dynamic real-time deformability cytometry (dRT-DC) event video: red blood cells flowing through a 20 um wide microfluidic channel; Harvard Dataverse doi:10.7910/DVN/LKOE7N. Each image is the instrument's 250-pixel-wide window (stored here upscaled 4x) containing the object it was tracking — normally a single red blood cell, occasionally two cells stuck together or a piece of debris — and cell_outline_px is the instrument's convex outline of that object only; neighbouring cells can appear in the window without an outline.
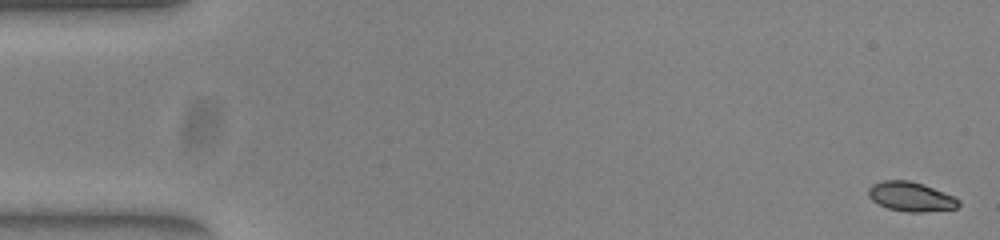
{"species": "common noctule bat (a hibernating species)", "species_latin": "Nyctalus noctula", "temperature_condition": "warm", "stored_images_in_passage": 53, "camera_frame_rate_fps": 3000, "um_per_image_px": 0.085, "animal": {"sex": "female", "body_mass_g": 23.0, "forearm_length_mm": 53.4}, "frame": {"image": 1, "passage_image": 1, "time_ms": 0.0, "image_size_px": [1000, 240], "cell_outline_px": [[960, 204], [956, 208], [924, 212], [908, 212], [888, 208], [872, 200], [868, 196], [868, 188], [872, 184], [884, 180], [908, 180], [924, 184], [952, 196], [960, 200]], "centroid_in_image_um": [77.41, 16.71], "position_along_channel_um": 7.6, "area_um2": 15.37}}
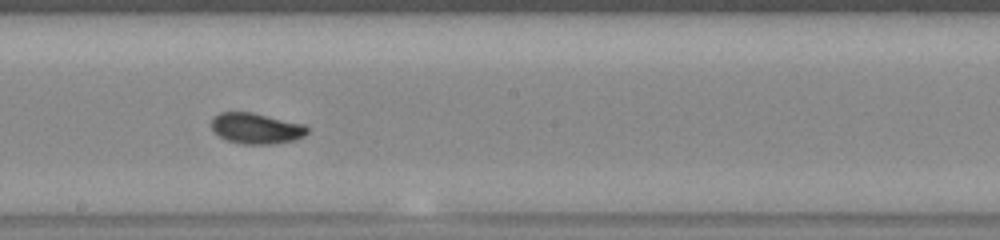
{"frame": {"image": 2, "passage_image": 29, "time_ms": 9.333, "image_size_px": [1000, 240], "cell_outline_px": [[308, 132], [304, 136], [292, 140], [276, 144], [240, 144], [228, 140], [220, 136], [212, 128], [212, 120], [220, 112], [252, 112], [304, 124], [308, 128]], "centroid_in_image_um": [21.8, 10.91], "position_along_channel_um": 226.4, "area_um2": 17.05}}
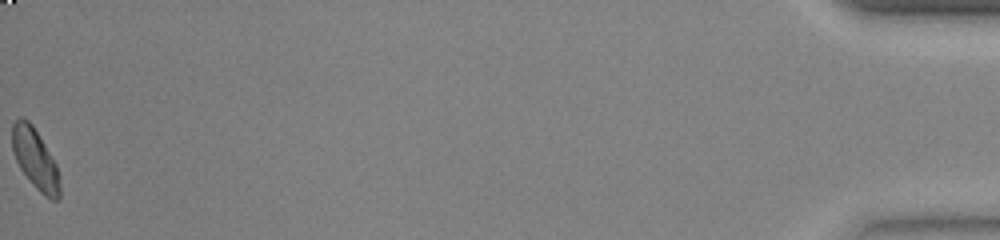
{"frame": {"image": 3, "passage_image": 53, "time_ms": 17.333, "image_size_px": [1000, 240], "cell_outline_px": [[60, 200], [52, 200], [44, 196], [32, 184], [20, 168], [12, 152], [12, 124], [20, 116], [28, 120], [32, 124], [56, 164], [60, 184]], "centroid_in_image_um": [2.98, 13.52], "position_along_channel_um": 432.2, "area_um2": 16.7}, "authors_computed_cell_mechanics": {"area_um2": 16.4152, "velocity_mm_per_s": 3.8895, "shape_relaxation_time_tau1_ms": 3.045, "shape_relaxation_time_tau2_ms": null, "deformation_change_tau1": 0.1008, "deformation_change_tau2": null}}